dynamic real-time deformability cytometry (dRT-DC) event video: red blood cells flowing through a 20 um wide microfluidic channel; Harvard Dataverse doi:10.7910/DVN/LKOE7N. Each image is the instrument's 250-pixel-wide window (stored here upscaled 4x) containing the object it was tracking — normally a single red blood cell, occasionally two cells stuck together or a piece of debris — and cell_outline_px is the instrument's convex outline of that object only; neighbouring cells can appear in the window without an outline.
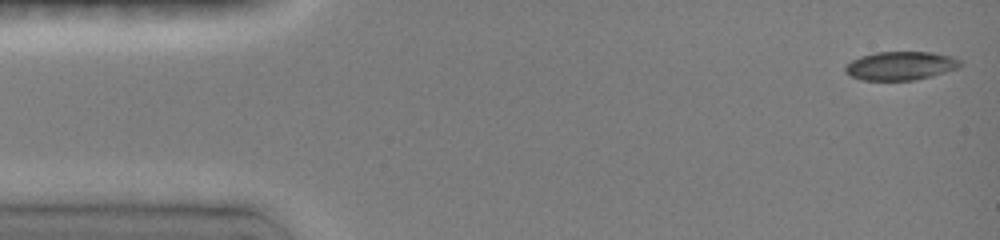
{"species": "common noctule bat (a hibernating species)", "species_latin": "Nyctalus noctula", "temperature_condition": "room temperature", "stored_images_in_passage": 64, "camera_frame_rate_fps": 3000, "um_per_image_px": 0.085, "animal": {"sex": "female", "body_mass_g": 19.0, "forearm_length_mm": 51.5}, "frame": {"image": 1, "passage_image": 1, "time_ms": 0.0, "image_size_px": [1000, 240], "cell_outline_px": [[964, 64], [960, 68], [932, 76], [916, 80], [860, 80], [844, 72], [844, 68], [852, 60], [860, 56], [876, 52], [932, 52], [952, 56], [960, 60]], "centroid_in_image_um": [76.59, 5.59], "position_along_channel_um": 8.4, "area_um2": 19.36}}
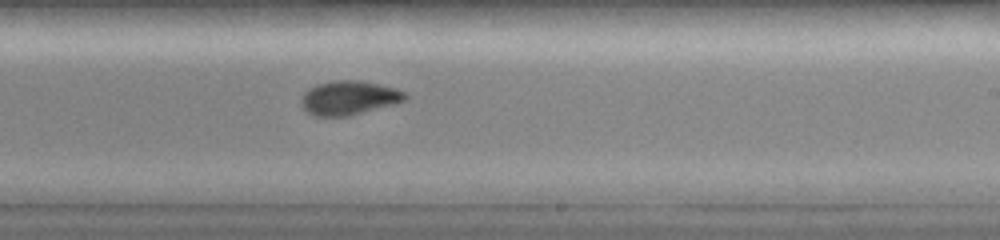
{"frame": {"image": 2, "passage_image": 35, "time_ms": 9.0, "image_size_px": [1000, 240], "cell_outline_px": [[408, 96], [404, 100], [396, 104], [348, 116], [316, 116], [308, 112], [300, 104], [300, 100], [304, 92], [316, 84], [336, 80], [360, 80], [396, 88], [404, 92]], "centroid_in_image_um": [29.66, 8.31], "position_along_channel_um": 259.3, "area_um2": 20.63}}
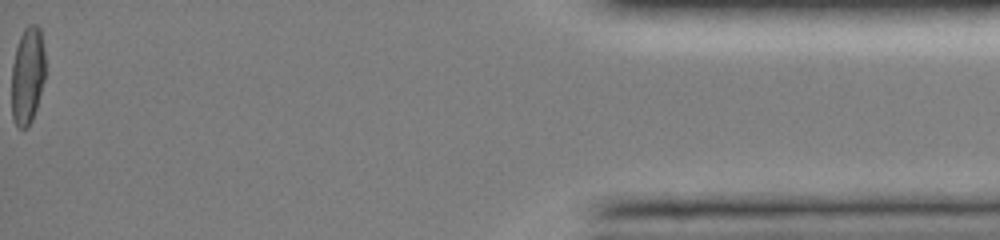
{"frame": {"image": 3, "passage_image": 64, "time_ms": 15.333, "image_size_px": [1000, 240], "cell_outline_px": [[44, 80], [36, 108], [32, 120], [28, 128], [16, 128], [12, 116], [12, 64], [16, 48], [20, 36], [24, 28], [28, 24], [36, 24], [40, 28], [44, 48]], "centroid_in_image_um": [2.33, 6.42], "position_along_channel_um": 432.9, "area_um2": 19.19}, "authors_computed_cell_mechanics": {"area_um2": 19.7676, "velocity_mm_per_s": 4.0697, "shape_relaxation_time_tau1_ms": 6.8723, "shape_relaxation_time_tau2_ms": 3.2198, "deformation_change_tau1": 0.1919, "deformation_change_tau2": 0.0571}}